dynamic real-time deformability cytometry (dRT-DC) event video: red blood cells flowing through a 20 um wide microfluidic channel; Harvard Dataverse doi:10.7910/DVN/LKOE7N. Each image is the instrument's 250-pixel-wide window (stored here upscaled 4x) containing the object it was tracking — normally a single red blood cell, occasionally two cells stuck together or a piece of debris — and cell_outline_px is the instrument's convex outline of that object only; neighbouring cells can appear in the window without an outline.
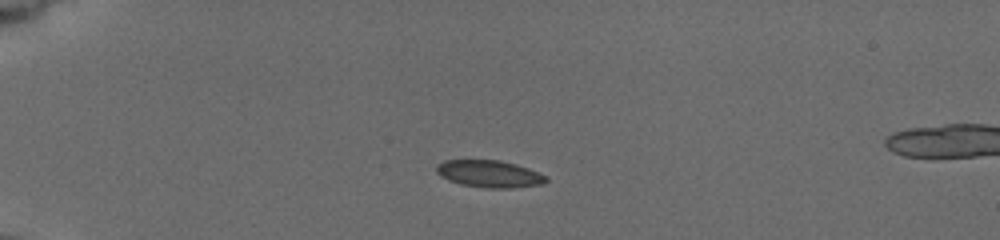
{"species": "common noctule bat (a hibernating species)", "species_latin": "Nyctalus noctula", "temperature_condition": "cold", "stored_images_in_passage": 11, "camera_frame_rate_fps": 3000, "um_per_image_px": 0.085, "animal": {"sex": "female", "body_mass_g": 19.5, "forearm_length_mm": 54.1}, "frame": {"image": 1, "passage_image": 7, "time_ms": 3.333, "image_size_px": [1000, 240], "cell_outline_px": [[548, 180], [540, 184], [512, 188], [484, 188], [460, 184], [448, 180], [440, 176], [436, 172], [436, 164], [444, 160], [500, 160], [516, 164], [528, 168], [548, 176]], "centroid_in_image_um": [41.57, 14.77], "position_along_channel_um": 43.4, "area_um2": 17.46}}
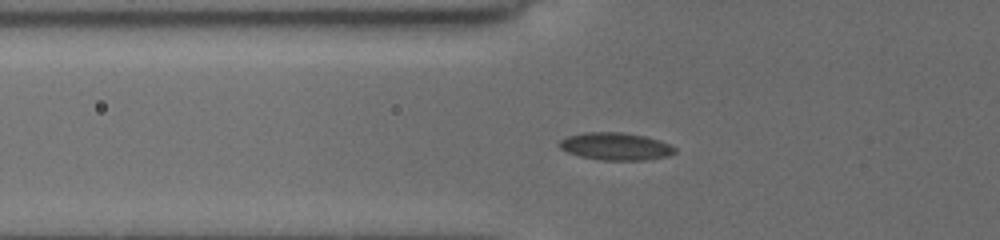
{"frame": {"image": 2, "passage_image": 10, "time_ms": 5.333, "image_size_px": [1000, 240], "cell_outline_px": [[676, 152], [668, 156], [644, 160], [600, 160], [580, 156], [568, 152], [560, 148], [556, 144], [560, 140], [568, 136], [584, 132], [620, 132], [644, 136], [660, 140], [676, 148]], "centroid_in_image_um": [52.31, 12.44], "position_along_channel_um": 73.5, "area_um2": 18.5}}